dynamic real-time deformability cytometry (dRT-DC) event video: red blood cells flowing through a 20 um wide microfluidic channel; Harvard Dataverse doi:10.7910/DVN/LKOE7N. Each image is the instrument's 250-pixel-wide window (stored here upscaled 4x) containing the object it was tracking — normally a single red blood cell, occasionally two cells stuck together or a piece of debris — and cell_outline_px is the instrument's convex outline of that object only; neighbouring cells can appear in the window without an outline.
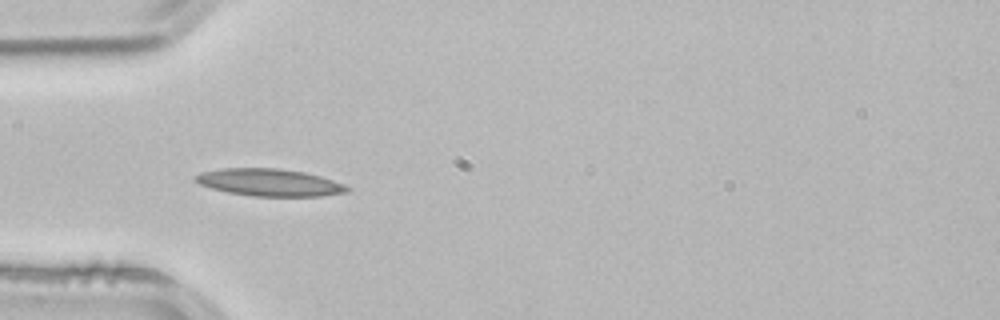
{"species": "common noctule bat (a hibernating species)", "species_latin": "Nyctalus noctula", "temperature_condition": "room temperature", "stored_images_in_passage": 2, "camera_frame_rate_fps": 3000, "um_per_image_px": 0.085, "animal": {"sex": "male", "body_mass_g": 21.5, "forearm_length_mm": 52.0}, "frame": {"image": 1, "passage_image": 2, "time_ms": 0.333, "image_size_px": [1000, 320], "cell_outline_px": [[352, 188], [348, 192], [320, 196], [252, 196], [228, 192], [212, 188], [200, 184], [192, 180], [192, 176], [200, 172], [220, 168], [276, 168], [304, 172], [320, 176], [344, 184]], "centroid_in_image_um": [22.87, 15.5], "position_along_channel_um": 62.1, "area_um2": 24.22}}